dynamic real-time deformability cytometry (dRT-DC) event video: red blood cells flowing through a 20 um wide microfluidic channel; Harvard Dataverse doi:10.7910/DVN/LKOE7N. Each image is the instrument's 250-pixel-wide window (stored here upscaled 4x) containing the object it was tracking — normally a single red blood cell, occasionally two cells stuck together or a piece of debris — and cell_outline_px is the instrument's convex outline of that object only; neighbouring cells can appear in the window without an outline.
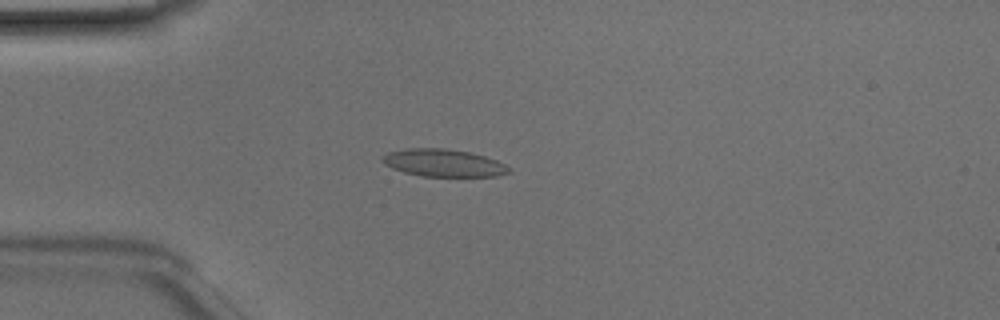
{"species": "Egyptian fruit bat (a non-hibernating species)", "species_latin": "Rousettus aegyptiacus", "temperature_condition": "room temperature", "stored_images_in_passage": 42, "camera_frame_rate_fps": 3000, "um_per_image_px": 0.085, "animal": {"sex": "male"}, "frame": {"image": 1, "passage_image": 12, "time_ms": 3.667, "image_size_px": [1000, 320], "cell_outline_px": [[512, 172], [496, 176], [420, 176], [404, 172], [392, 168], [384, 164], [380, 160], [388, 152], [408, 148], [444, 148], [468, 152], [484, 156], [496, 160], [512, 168]], "centroid_in_image_um": [37.7, 13.85], "position_along_channel_um": 47.3, "area_um2": 20.23}}
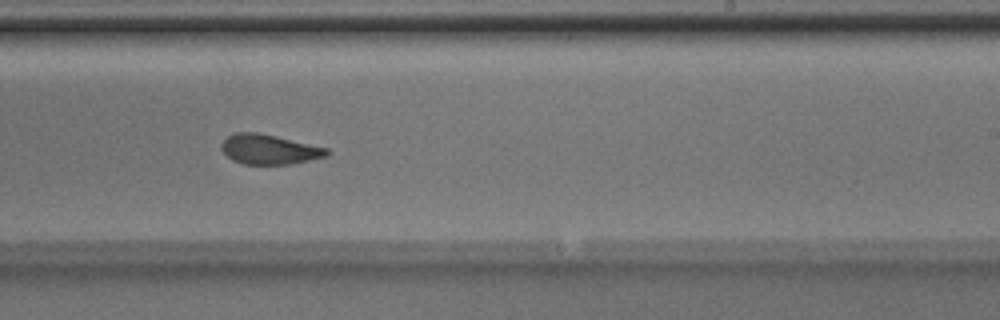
{"frame": {"image": 2, "passage_image": 29, "time_ms": 9.333, "image_size_px": [1000, 320], "cell_outline_px": [[332, 152], [328, 156], [292, 164], [244, 164], [232, 160], [220, 148], [220, 144], [228, 136], [236, 132], [256, 132], [328, 148]], "centroid_in_image_um": [22.9, 12.7], "position_along_channel_um": 266.1, "area_um2": 18.26}}
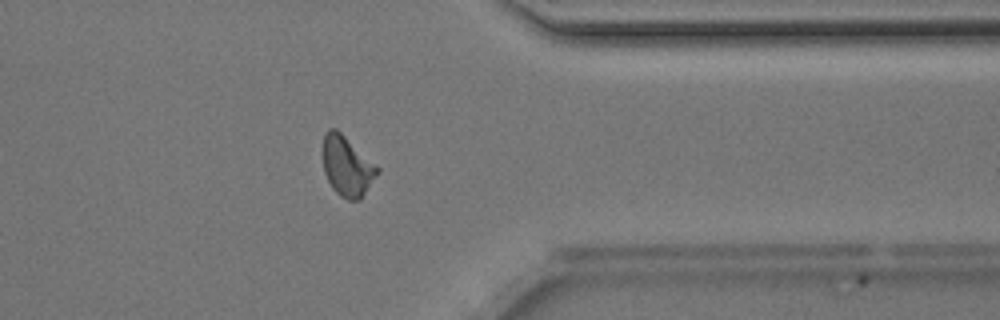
{"frame": {"image": 3, "passage_image": 38, "time_ms": 12.333, "image_size_px": [1000, 320], "cell_outline_px": [[380, 172], [360, 200], [348, 200], [340, 196], [332, 188], [324, 172], [324, 136], [328, 128], [336, 128], [376, 164], [380, 168]], "centroid_in_image_um": [29.53, 14.14], "position_along_channel_um": 381.9, "area_um2": 18.96}, "authors_computed_cell_mechanics": {"area_um2": 19.363, "velocity_mm_per_s": 4.1487, "shape_relaxation_time_tau1_ms": 5.3087, "shape_relaxation_time_tau2_ms": 1.3824, "deformation_change_tau1": 0.1257, "deformation_change_tau2": 0.0626}}